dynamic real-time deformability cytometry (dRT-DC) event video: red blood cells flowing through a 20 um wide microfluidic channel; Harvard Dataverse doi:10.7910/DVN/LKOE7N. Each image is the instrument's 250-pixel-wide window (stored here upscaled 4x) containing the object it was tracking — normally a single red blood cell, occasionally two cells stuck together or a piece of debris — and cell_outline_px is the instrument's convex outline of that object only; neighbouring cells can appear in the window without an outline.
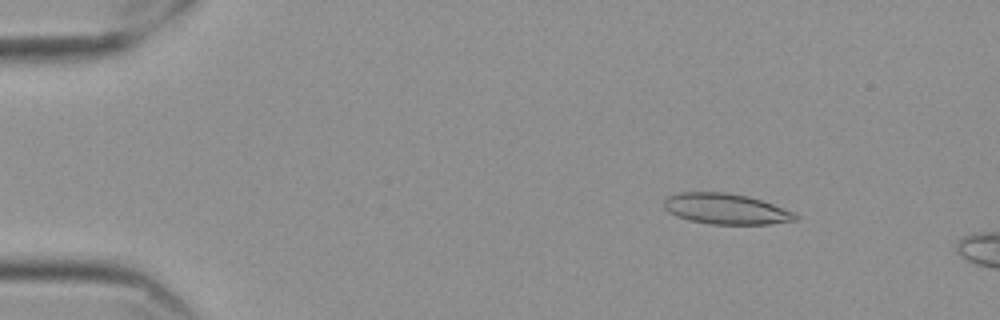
{"species": "Egyptian fruit bat (a non-hibernating species)", "species_latin": "Rousettus aegyptiacus", "temperature_condition": "cold", "stored_images_in_passage": 16, "camera_frame_rate_fps": 3000, "um_per_image_px": 0.085, "frame": {"image": 1, "passage_image": 7, "time_ms": 2.0, "image_size_px": [1000, 320], "cell_outline_px": [[800, 216], [796, 220], [768, 224], [712, 224], [688, 220], [668, 212], [664, 208], [664, 200], [668, 196], [676, 192], [724, 192], [748, 196], [796, 212]], "centroid_in_image_um": [61.7, 17.75], "position_along_channel_um": 23.3, "area_um2": 23.52}}